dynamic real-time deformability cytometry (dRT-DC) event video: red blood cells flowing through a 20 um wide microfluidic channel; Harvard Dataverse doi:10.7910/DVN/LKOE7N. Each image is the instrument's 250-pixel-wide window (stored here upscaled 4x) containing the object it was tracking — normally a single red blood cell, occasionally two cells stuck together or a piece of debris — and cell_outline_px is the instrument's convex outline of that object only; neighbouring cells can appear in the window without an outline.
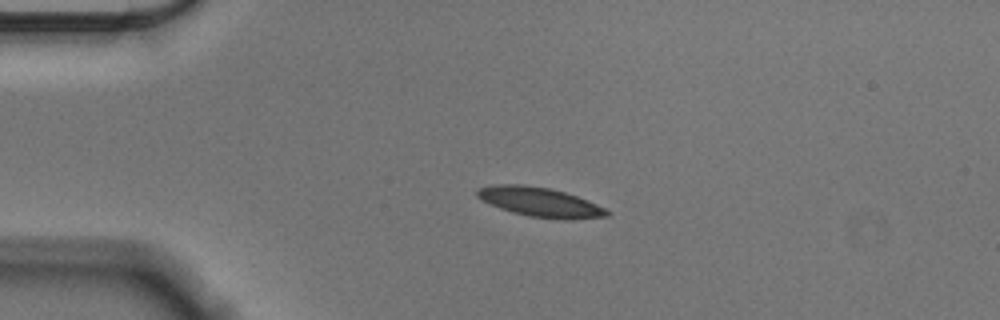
{"species": "Egyptian fruit bat (a non-hibernating species)", "species_latin": "Rousettus aegyptiacus", "temperature_condition": "cold", "stored_images_in_passage": 44, "camera_frame_rate_fps": 3000, "um_per_image_px": 0.085, "animal": {"sex": "male"}, "frame": {"image": 1, "passage_image": 1, "time_ms": 0.0, "image_size_px": [1000, 320], "cell_outline_px": [[612, 212], [608, 216], [572, 220], [564, 220], [528, 216], [512, 212], [500, 208], [476, 196], [476, 192], [480, 188], [496, 184], [524, 184], [548, 188], [564, 192], [576, 196], [596, 204]], "centroid_in_image_um": [45.94, 17.19], "position_along_channel_um": 39.1, "area_um2": 22.08}}
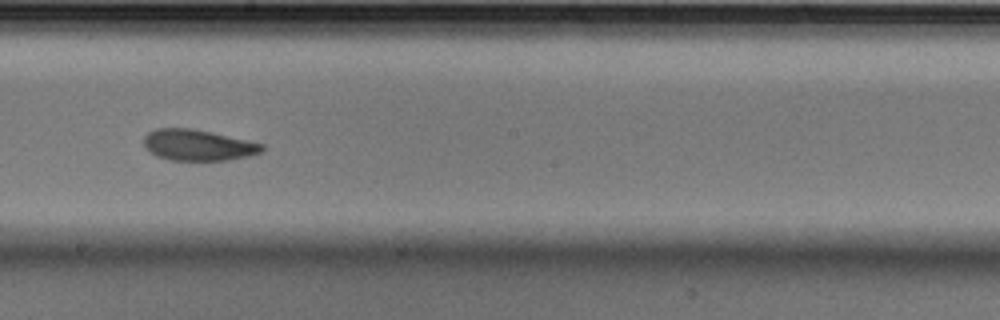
{"frame": {"image": 2, "passage_image": 20, "time_ms": 6.333, "image_size_px": [1000, 320], "cell_outline_px": [[264, 152], [248, 156], [228, 160], [168, 160], [156, 156], [144, 144], [144, 136], [148, 132], [156, 128], [192, 128], [212, 132], [264, 144]], "centroid_in_image_um": [16.85, 12.33], "position_along_channel_um": 231.4, "area_um2": 21.39}}
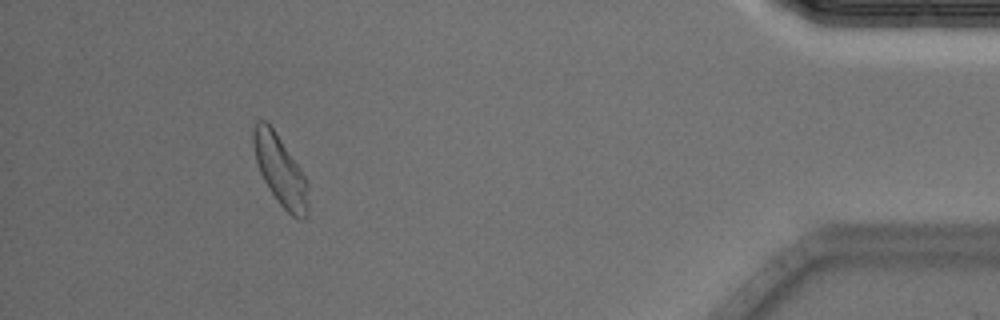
{"frame": {"image": 3, "passage_image": 40, "time_ms": 13.0, "image_size_px": [1000, 320], "cell_outline_px": [[308, 216], [304, 220], [300, 220], [292, 216], [280, 204], [268, 188], [260, 172], [256, 160], [252, 144], [252, 132], [256, 120], [264, 120], [276, 132], [308, 180]], "centroid_in_image_um": [23.83, 14.51], "position_along_channel_um": 411.4, "area_um2": 22.48}, "authors_computed_cell_mechanics": {"area_um2": 21.9351, "velocity_mm_per_s": 3.5352, "shape_relaxation_time_tau1_ms": 2.4025, "shape_relaxation_time_tau2_ms": 2.603, "deformation_change_tau1": 0.1311, "deformation_change_tau2": 0.08}}